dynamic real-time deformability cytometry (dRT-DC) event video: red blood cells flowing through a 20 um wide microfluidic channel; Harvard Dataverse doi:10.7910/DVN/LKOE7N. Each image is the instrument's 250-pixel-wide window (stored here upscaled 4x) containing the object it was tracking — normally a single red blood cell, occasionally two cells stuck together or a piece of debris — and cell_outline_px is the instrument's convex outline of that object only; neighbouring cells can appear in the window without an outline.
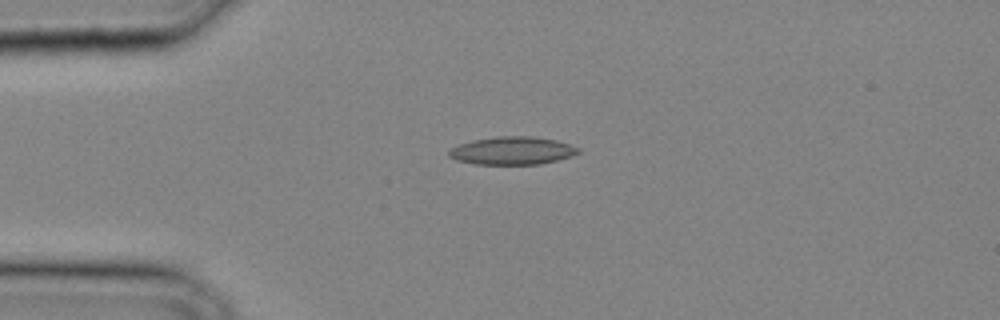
{"species": "common noctule bat (a hibernating species)", "species_latin": "Nyctalus noctula", "temperature_condition": "cold", "stored_images_in_passage": 5, "camera_frame_rate_fps": 3000, "um_per_image_px": 0.085, "animal": {"sex": "male", "body_mass_g": 20.4}, "frame": {"image": 1, "passage_image": 1, "time_ms": 0.0, "image_size_px": [1000, 320], "cell_outline_px": [[580, 152], [572, 156], [540, 164], [476, 164], [456, 160], [448, 156], [448, 152], [452, 148], [460, 144], [472, 140], [496, 136], [532, 136], [556, 140], [580, 148]], "centroid_in_image_um": [43.54, 12.8], "position_along_channel_um": 41.5, "area_um2": 20.98}}